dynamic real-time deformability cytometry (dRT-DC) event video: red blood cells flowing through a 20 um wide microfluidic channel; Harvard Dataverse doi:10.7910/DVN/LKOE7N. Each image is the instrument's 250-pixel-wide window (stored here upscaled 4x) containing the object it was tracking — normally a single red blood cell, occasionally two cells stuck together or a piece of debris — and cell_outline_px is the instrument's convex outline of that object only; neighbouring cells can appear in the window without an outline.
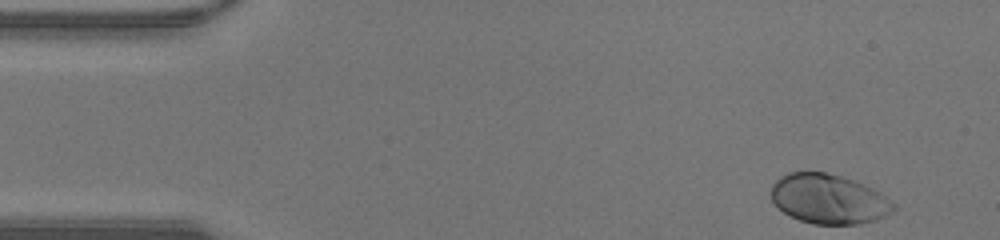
{"species": "human", "species_latin": "Homo sapiens", "temperature_condition": "warm", "stored_images_in_passage": 36, "camera_frame_rate_fps": 3000, "um_per_image_px": 0.085, "donor": {"sex": "male"}, "frame": {"image": 1, "passage_image": 1, "time_ms": 0.0, "image_size_px": [1000, 240], "cell_outline_px": [[896, 208], [892, 212], [876, 220], [860, 224], [812, 224], [800, 220], [784, 212], [772, 200], [772, 184], [780, 176], [788, 172], [828, 172], [856, 180], [880, 192], [896, 204]], "centroid_in_image_um": [70.47, 16.91], "position_along_channel_um": 14.5, "area_um2": 35.55}}
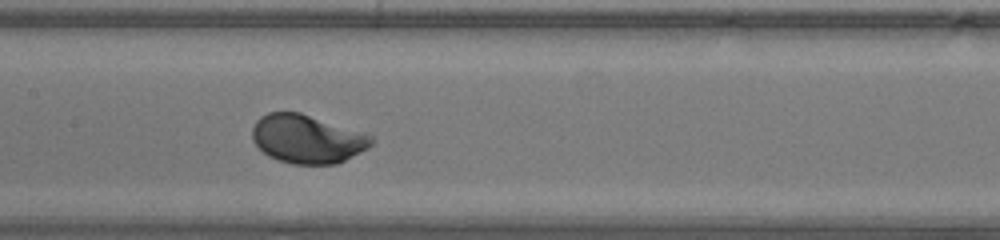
{"frame": {"image": 2, "passage_image": 20, "time_ms": 6.333, "image_size_px": [1000, 240], "cell_outline_px": [[376, 140], [368, 148], [336, 164], [292, 164], [268, 156], [252, 140], [252, 128], [256, 120], [260, 116], [268, 112], [300, 112], [364, 132], [372, 136]], "centroid_in_image_um": [26.11, 11.8], "position_along_channel_um": 181.3, "area_um2": 33.76}}
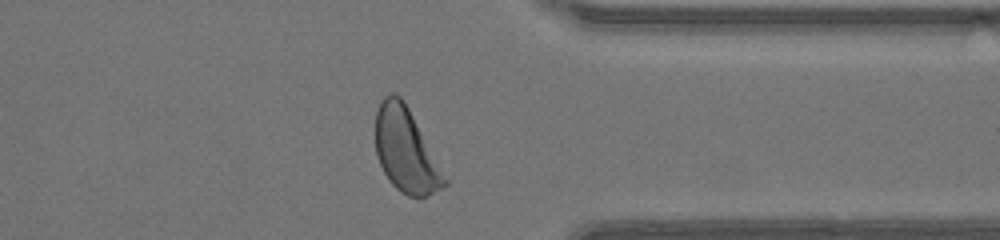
{"frame": {"image": 3, "passage_image": 34, "time_ms": 11.0, "image_size_px": [1000, 240], "cell_outline_px": [[448, 184], [428, 196], [408, 196], [400, 192], [392, 184], [384, 172], [380, 164], [376, 152], [376, 112], [380, 100], [384, 96], [392, 92], [396, 92], [404, 100], [448, 180]], "centroid_in_image_um": [34.48, 12.76], "position_along_channel_um": 376.9, "area_um2": 33.52}, "authors_computed_cell_mechanics": {"area_um2": 33.7552, "velocity_mm_per_s": 4.3605, "shape_relaxation_time_tau1_ms": 1.5286, "shape_relaxation_time_tau2_ms": null, "deformation_change_tau1": 0.1443, "deformation_change_tau2": null}}